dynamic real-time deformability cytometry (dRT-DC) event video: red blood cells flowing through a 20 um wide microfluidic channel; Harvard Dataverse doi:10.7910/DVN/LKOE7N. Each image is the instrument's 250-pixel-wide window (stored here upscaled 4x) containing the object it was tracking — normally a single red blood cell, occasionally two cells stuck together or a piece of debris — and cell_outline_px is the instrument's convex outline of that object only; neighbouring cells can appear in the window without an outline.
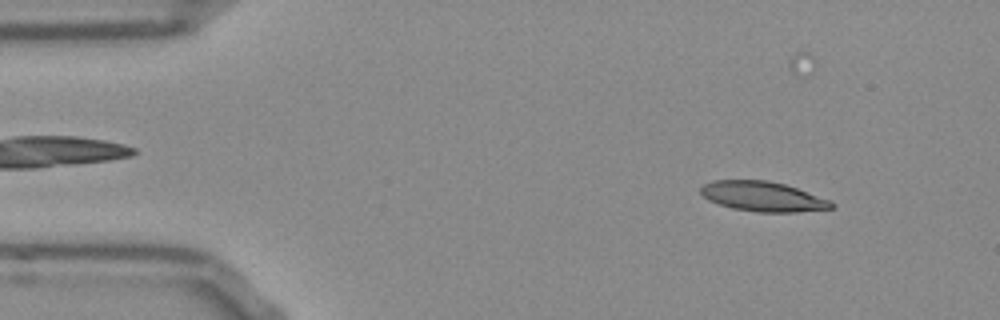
{"species": "Egyptian fruit bat (a non-hibernating species)", "species_latin": "Rousettus aegyptiacus", "temperature_condition": "room temperature", "stored_images_in_passage": 53, "camera_frame_rate_fps": 3000, "um_per_image_px": 0.085, "frame": {"image": 1, "passage_image": 5, "time_ms": 1.333, "image_size_px": [1000, 320], "cell_outline_px": [[836, 204], [832, 208], [796, 212], [760, 212], [732, 208], [708, 200], [700, 192], [700, 188], [704, 184], [712, 180], [768, 180], [784, 184], [832, 200]], "centroid_in_image_um": [64.86, 16.69], "position_along_channel_um": 20.1, "area_um2": 22.72}}
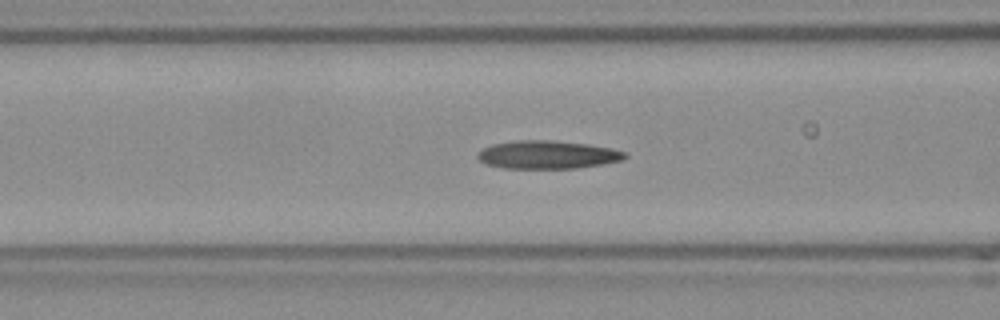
{"frame": {"image": 2, "passage_image": 19, "time_ms": 6.0, "image_size_px": [1000, 320], "cell_outline_px": [[628, 156], [624, 160], [604, 164], [576, 168], [504, 168], [488, 164], [480, 160], [476, 156], [484, 148], [492, 144], [516, 140], [552, 140], [588, 144], [612, 148], [628, 152]], "centroid_in_image_um": [46.61, 13.14], "position_along_channel_um": 120.0, "area_um2": 24.22}}
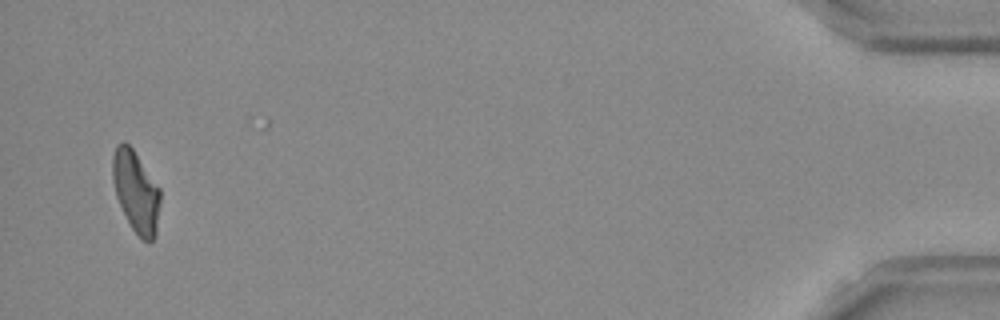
{"frame": {"image": 3, "passage_image": 50, "time_ms": 16.333, "image_size_px": [1000, 320], "cell_outline_px": [[160, 204], [156, 236], [148, 244], [132, 228], [116, 196], [112, 180], [112, 156], [116, 144], [124, 140], [132, 148], [160, 188]], "centroid_in_image_um": [11.56, 16.26], "position_along_channel_um": 423.6, "area_um2": 22.6}, "authors_computed_cell_mechanics": {"area_um2": 23.2934, "velocity_mm_per_s": 3.8, "shape_relaxation_time_tau1_ms": null, "shape_relaxation_time_tau2_ms": 5.7884, "deformation_change_tau1": null, "deformation_change_tau2": 0.1623}}